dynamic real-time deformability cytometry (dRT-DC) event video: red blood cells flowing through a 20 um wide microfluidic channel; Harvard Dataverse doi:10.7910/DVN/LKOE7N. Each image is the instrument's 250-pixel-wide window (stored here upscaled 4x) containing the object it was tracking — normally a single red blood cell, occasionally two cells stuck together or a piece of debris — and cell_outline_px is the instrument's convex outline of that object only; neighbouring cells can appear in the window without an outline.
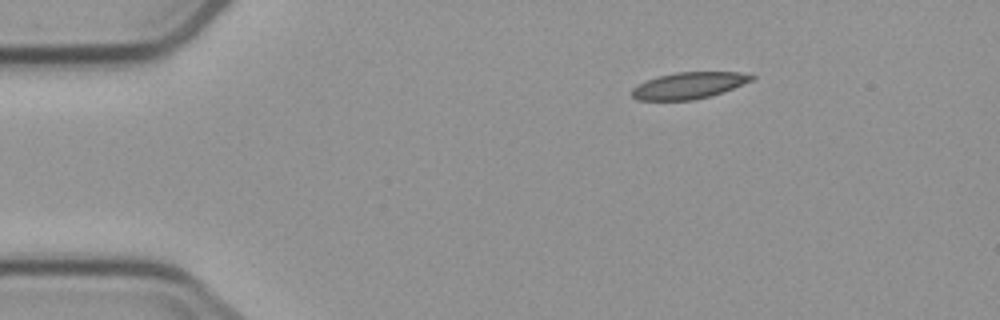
{"species": "common noctule bat (a hibernating species)", "species_latin": "Nyctalus noctula", "temperature_condition": "cold", "stored_images_in_passage": 3, "camera_frame_rate_fps": 3000, "um_per_image_px": 0.085, "animal": {"sex": "male", "body_mass_g": 23.1, "forearm_length_mm": 52.7}, "frame": {"image": 1, "passage_image": 1, "time_ms": 0.0, "image_size_px": [1000, 320], "cell_outline_px": [[756, 76], [752, 80], [732, 88], [708, 96], [692, 100], [636, 100], [632, 96], [632, 88], [636, 84], [656, 76], [676, 72], [740, 72]], "centroid_in_image_um": [58.48, 7.26], "position_along_channel_um": 26.5, "area_um2": 18.38}}